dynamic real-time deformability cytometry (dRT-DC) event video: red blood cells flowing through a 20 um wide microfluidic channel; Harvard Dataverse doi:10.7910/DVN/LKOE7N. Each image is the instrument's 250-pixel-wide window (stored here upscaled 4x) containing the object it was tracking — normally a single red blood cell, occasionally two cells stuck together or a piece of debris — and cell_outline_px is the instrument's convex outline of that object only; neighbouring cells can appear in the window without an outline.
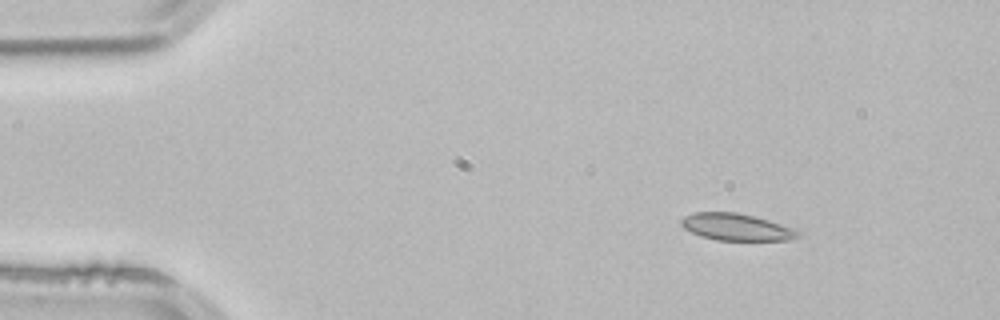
{"species": "common noctule bat (a hibernating species)", "species_latin": "Nyctalus noctula", "temperature_condition": "room temperature", "stored_images_in_passage": 3, "camera_frame_rate_fps": 3000, "um_per_image_px": 0.085, "animal": {"sex": "male", "body_mass_g": 21.5, "forearm_length_mm": 52.0}, "frame": {"image": 1, "passage_image": 1, "time_ms": 0.0, "image_size_px": [1000, 320], "cell_outline_px": [[800, 236], [792, 240], [716, 240], [700, 236], [684, 228], [680, 224], [680, 220], [684, 216], [692, 212], [736, 212], [768, 220], [792, 228], [800, 232]], "centroid_in_image_um": [62.56, 19.3], "position_along_channel_um": 22.4, "area_um2": 18.26}}
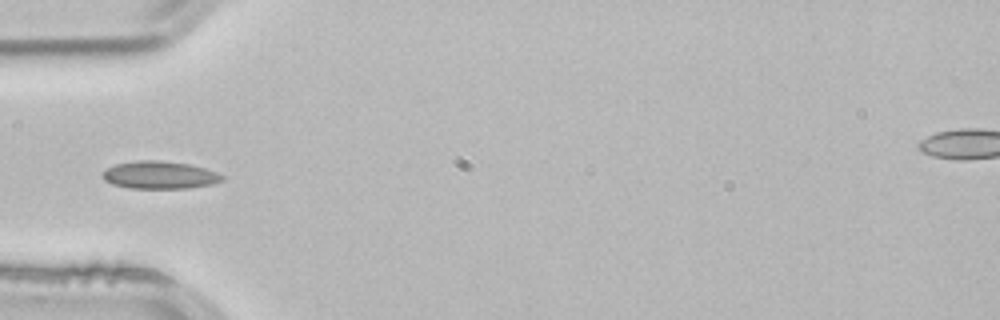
{"frame": {"image": 2, "passage_image": 3, "time_ms": 0.667, "image_size_px": [1000, 320], "cell_outline_px": [[224, 180], [212, 184], [188, 188], [128, 188], [112, 184], [104, 180], [100, 176], [108, 168], [116, 164], [136, 160], [156, 160], [188, 164], [204, 168], [216, 172], [224, 176]], "centroid_in_image_um": [13.56, 14.88], "position_along_channel_um": 71.4, "area_um2": 19.19}}